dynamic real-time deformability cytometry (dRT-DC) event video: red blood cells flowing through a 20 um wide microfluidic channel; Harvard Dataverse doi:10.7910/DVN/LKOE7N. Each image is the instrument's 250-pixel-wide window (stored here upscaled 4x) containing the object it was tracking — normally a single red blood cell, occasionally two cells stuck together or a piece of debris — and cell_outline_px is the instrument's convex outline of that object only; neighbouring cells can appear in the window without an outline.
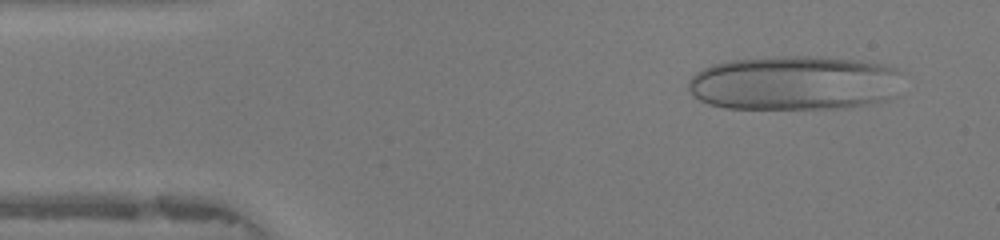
{"species": "human", "species_latin": "Homo sapiens", "temperature_condition": "warm", "stored_images_in_passage": 45, "camera_frame_rate_fps": 3000, "um_per_image_px": 0.085, "donor": {"sex": "female"}, "frame": {"image": 1, "passage_image": 3, "time_ms": 0.667, "image_size_px": [1000, 240], "cell_outline_px": [[896, 72], [884, 100], [868, 104], [844, 108], [724, 108], [708, 104], [700, 100], [688, 88], [688, 80], [696, 72], [712, 64], [732, 60], [780, 56], [816, 56], [856, 60], [884, 64], [896, 68]], "centroid_in_image_um": [67.34, 7.04], "position_along_channel_um": 17.7, "area_um2": 66.64}}
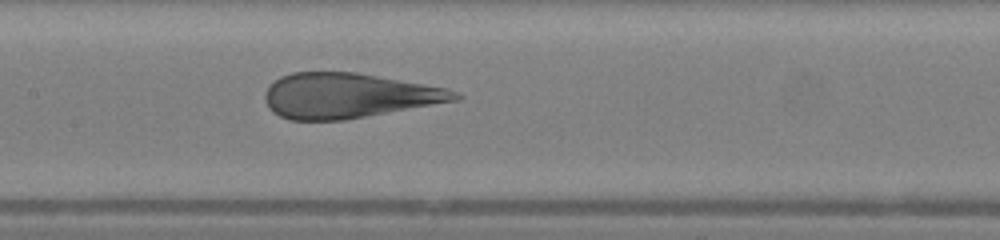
{"frame": {"image": 2, "passage_image": 20, "time_ms": 6.333, "image_size_px": [1000, 240], "cell_outline_px": [[464, 96], [460, 100], [344, 120], [288, 120], [272, 112], [268, 108], [264, 100], [264, 92], [280, 76], [292, 72], [356, 72], [448, 88], [460, 92]], "centroid_in_image_um": [29.63, 8.13], "position_along_channel_um": 177.8, "area_um2": 50.05}}
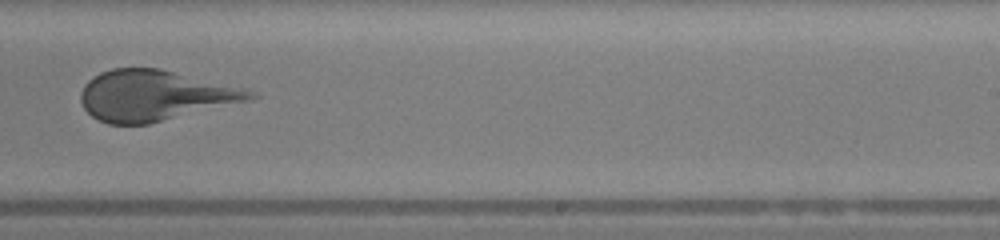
{"frame": {"image": 3, "passage_image": 27, "time_ms": 8.667, "image_size_px": [1000, 240], "cell_outline_px": [[260, 96], [252, 100], [148, 124], [108, 124], [92, 116], [84, 108], [80, 100], [80, 92], [84, 84], [88, 80], [100, 72], [112, 68], [160, 68], [244, 88]], "centroid_in_image_um": [13.13, 8.11], "position_along_channel_um": 275.9, "area_um2": 49.88}}